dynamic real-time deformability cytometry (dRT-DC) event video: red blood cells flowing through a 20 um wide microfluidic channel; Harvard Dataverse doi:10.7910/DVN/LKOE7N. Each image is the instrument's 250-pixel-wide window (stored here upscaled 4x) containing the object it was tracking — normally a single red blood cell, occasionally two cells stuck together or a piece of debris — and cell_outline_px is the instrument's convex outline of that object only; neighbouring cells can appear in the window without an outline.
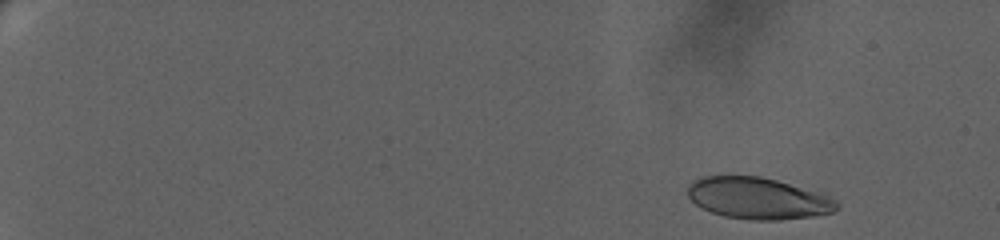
{"species": "human", "species_latin": "Homo sapiens", "temperature_condition": "warm", "stored_images_in_passage": 111, "camera_frame_rate_fps": 3000, "um_per_image_px": 0.085, "donor": {"sex": "female"}, "frame": {"image": 1, "passage_image": 3, "time_ms": 0.333, "image_size_px": [1000, 240], "cell_outline_px": [[840, 208], [832, 212], [812, 216], [780, 220], [748, 220], [724, 216], [712, 212], [696, 204], [688, 196], [688, 184], [692, 180], [704, 176], [760, 176], [776, 180], [828, 196], [836, 200], [840, 204]], "centroid_in_image_um": [64.41, 16.86], "position_along_channel_um": 20.6, "area_um2": 35.89}}
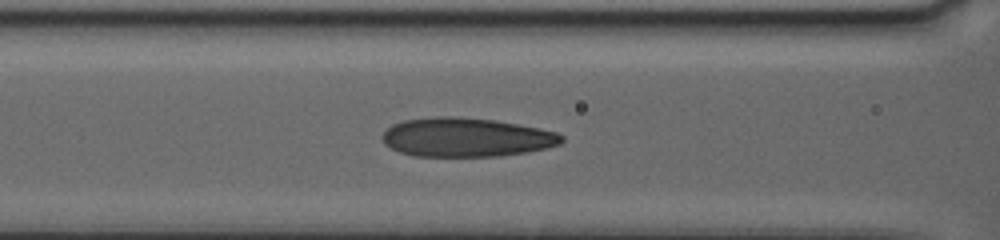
{"frame": {"image": 2, "passage_image": 67, "time_ms": 9.0, "image_size_px": [1000, 240], "cell_outline_px": [[564, 140], [560, 144], [528, 152], [496, 156], [412, 156], [400, 152], [384, 144], [380, 136], [392, 124], [404, 120], [436, 116], [456, 116], [492, 120], [516, 124], [556, 132], [564, 136]], "centroid_in_image_um": [39.58, 11.67], "position_along_channel_um": 127.0, "area_um2": 40.63}}
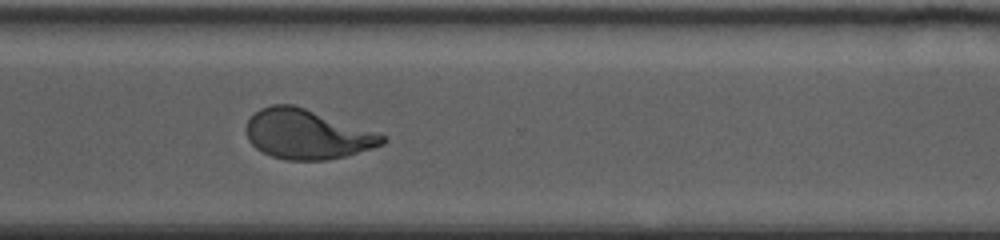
{"frame": {"image": 3, "passage_image": 110, "time_ms": 15.667, "image_size_px": [1000, 240], "cell_outline_px": [[384, 144], [372, 148], [344, 156], [324, 160], [288, 160], [272, 156], [256, 148], [248, 140], [244, 128], [248, 120], [260, 108], [272, 104], [292, 104], [376, 132], [384, 136]], "centroid_in_image_um": [26.04, 11.41], "position_along_channel_um": 344.6, "area_um2": 38.84}}